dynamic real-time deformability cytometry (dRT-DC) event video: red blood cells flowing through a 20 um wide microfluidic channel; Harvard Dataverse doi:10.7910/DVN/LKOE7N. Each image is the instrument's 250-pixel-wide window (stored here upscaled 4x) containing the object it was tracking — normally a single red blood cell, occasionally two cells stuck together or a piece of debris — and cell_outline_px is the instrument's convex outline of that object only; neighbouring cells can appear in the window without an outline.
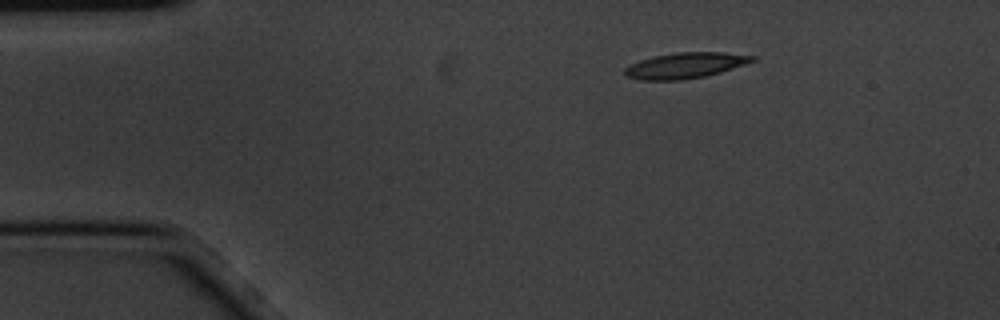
{"species": "common noctule bat (a hibernating species)", "species_latin": "Nyctalus noctula", "temperature_condition": "cold", "stored_images_in_passage": 13, "camera_frame_rate_fps": 3000, "um_per_image_px": 0.085, "animal": {"sex": "male", "body_mass_g": 20.1, "forearm_length_mm": 53.5}, "frame": {"image": 1, "passage_image": 1, "time_ms": 0.0, "image_size_px": [1000, 320], "cell_outline_px": [[756, 60], [720, 72], [704, 76], [680, 80], [640, 80], [624, 76], [624, 68], [628, 64], [652, 56], [676, 52], [724, 52], [756, 56]], "centroid_in_image_um": [58.18, 5.56], "position_along_channel_um": 26.8, "area_um2": 19.19}}
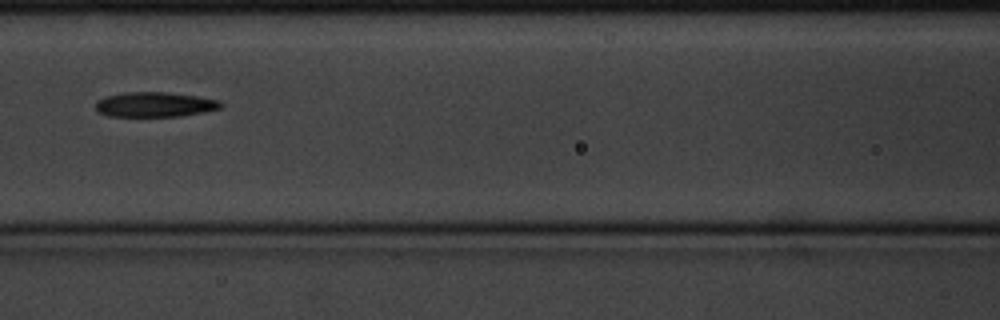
{"frame": {"image": 2, "passage_image": 5, "time_ms": 1.333, "image_size_px": [1000, 320], "cell_outline_px": [[224, 108], [204, 112], [180, 116], [108, 116], [96, 112], [96, 100], [104, 96], [124, 92], [164, 92], [196, 96], [220, 100], [224, 104]], "centroid_in_image_um": [13.16, 8.88], "position_along_channel_um": 153.4, "area_um2": 18.38}}
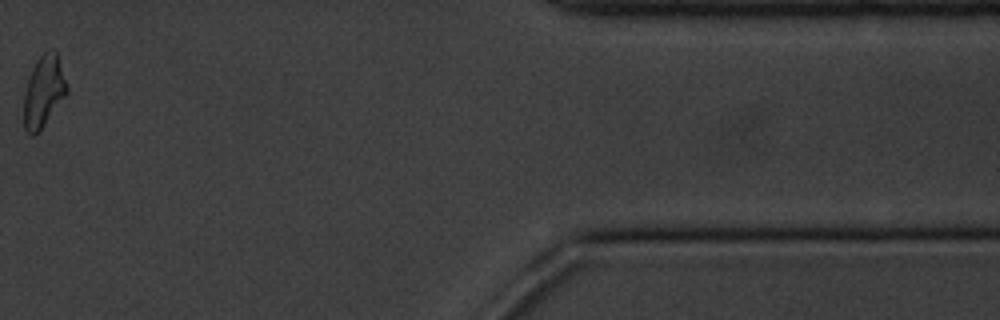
{"frame": {"image": 3, "passage_image": 12, "time_ms": 3.667, "image_size_px": [1000, 320], "cell_outline_px": [[68, 92], [36, 136], [32, 136], [24, 128], [24, 92], [28, 80], [36, 60], [44, 52], [52, 48], [56, 52], [68, 84]], "centroid_in_image_um": [3.72, 7.78], "position_along_channel_um": 407.7, "area_um2": 17.92}}